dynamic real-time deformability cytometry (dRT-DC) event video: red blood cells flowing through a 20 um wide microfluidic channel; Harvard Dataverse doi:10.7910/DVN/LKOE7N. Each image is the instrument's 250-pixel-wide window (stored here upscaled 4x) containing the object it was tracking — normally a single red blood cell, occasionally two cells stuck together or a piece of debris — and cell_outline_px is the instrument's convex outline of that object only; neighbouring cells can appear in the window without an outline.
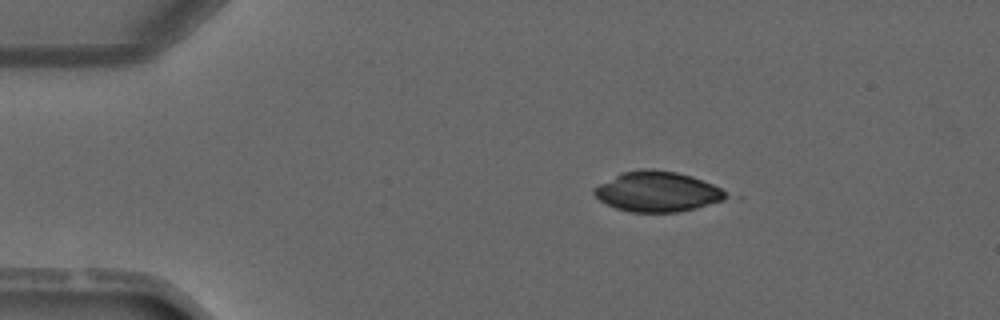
{"species": "common noctule bat (a hibernating species)", "species_latin": "Nyctalus noctula", "temperature_condition": "warm", "stored_images_in_passage": 3, "camera_frame_rate_fps": 3000, "um_per_image_px": 0.085, "animal": {"sex": "male", "forearm_length_mm": 52.5}, "frame": {"image": 1, "passage_image": 2, "time_ms": 1.0, "image_size_px": [1000, 320], "cell_outline_px": [[740, 196], [696, 208], [680, 212], [628, 212], [616, 208], [600, 200], [592, 192], [592, 188], [620, 172], [644, 168], [652, 168], [676, 172], [692, 176], [712, 184]], "centroid_in_image_um": [55.96, 16.28], "position_along_channel_um": 29.0, "area_um2": 31.62}}